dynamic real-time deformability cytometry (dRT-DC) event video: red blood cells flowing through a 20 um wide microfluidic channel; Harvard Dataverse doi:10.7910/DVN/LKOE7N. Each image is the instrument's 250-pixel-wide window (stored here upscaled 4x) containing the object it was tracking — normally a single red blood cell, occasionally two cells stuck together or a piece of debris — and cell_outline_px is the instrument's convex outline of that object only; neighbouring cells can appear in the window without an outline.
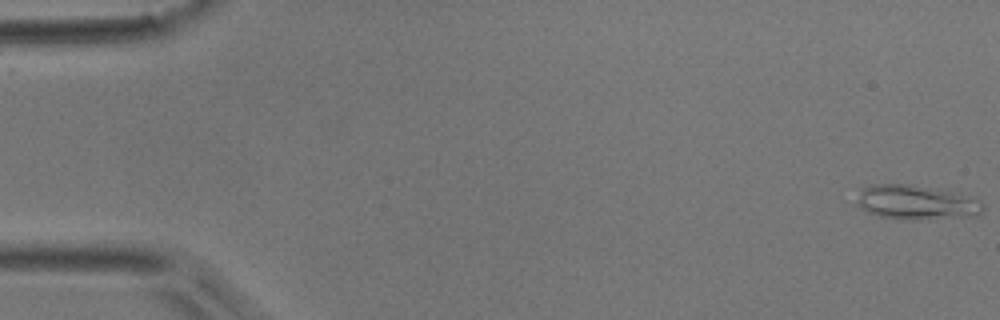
{"species": "common noctule bat (a hibernating species)", "species_latin": "Nyctalus noctula", "temperature_condition": "room temperature", "stored_images_in_passage": 24, "camera_frame_rate_fps": 3000, "um_per_image_px": 0.085, "animal": {"sex": "male", "body_mass_g": 17.9}, "frame": {"image": 1, "passage_image": 1, "time_ms": 0.0, "image_size_px": [1000, 320], "cell_outline_px": [[984, 212], [976, 216], [912, 220], [896, 220], [880, 216], [868, 212], [856, 204], [856, 200], [860, 188], [872, 184], [904, 184], [960, 192], [980, 200], [984, 204]], "centroid_in_image_um": [77.91, 17.21], "position_along_channel_um": 7.1, "area_um2": 25.89}}
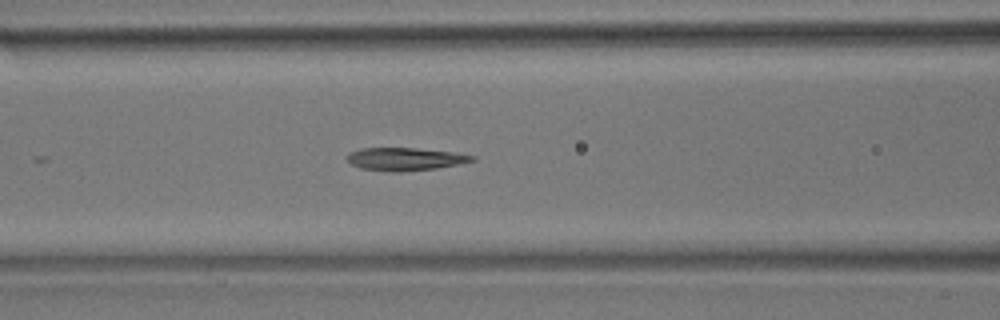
{"frame": {"image": 2, "passage_image": 21, "time_ms": 6.667, "image_size_px": [1000, 320], "cell_outline_px": [[476, 160], [436, 168], [400, 172], [388, 172], [360, 168], [352, 164], [348, 160], [348, 152], [360, 148], [416, 148], [452, 152], [476, 156]], "centroid_in_image_um": [34.4, 13.52], "position_along_channel_um": 132.2, "area_um2": 16.59}}
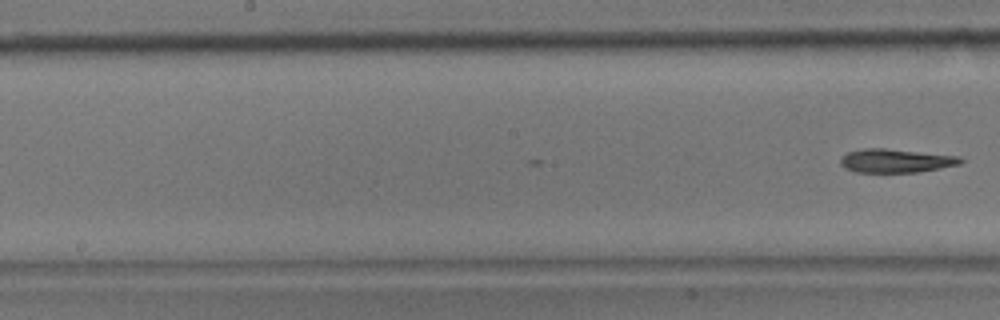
{"frame": {"image": 3, "passage_image": 24, "time_ms": 7.667, "image_size_px": [1000, 320], "cell_outline_px": [[964, 160], [960, 164], [920, 172], [856, 172], [844, 168], [840, 164], [840, 156], [848, 152], [864, 148], [884, 148], [960, 156]], "centroid_in_image_um": [76.12, 13.66], "position_along_channel_um": 172.1, "area_um2": 16.65}}